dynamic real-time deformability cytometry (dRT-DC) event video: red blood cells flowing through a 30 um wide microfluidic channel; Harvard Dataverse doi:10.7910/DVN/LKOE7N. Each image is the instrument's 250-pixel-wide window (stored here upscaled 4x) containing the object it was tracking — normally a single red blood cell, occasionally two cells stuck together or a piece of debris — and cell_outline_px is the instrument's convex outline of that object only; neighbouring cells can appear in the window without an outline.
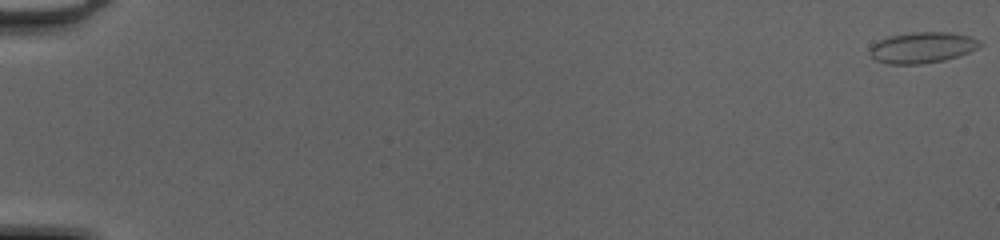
{"species": "common noctule bat (a hibernating species)", "species_latin": "Nyctalus noctula", "temperature_condition": "cold", "stored_images_in_passage": 51, "camera_frame_rate_fps": 3000, "um_per_image_px": 0.085, "animal": {"sex": "female", "body_mass_g": 20.0, "forearm_length_mm": 54.0}, "frame": {"image": 1, "passage_image": 1, "time_ms": 0.0, "image_size_px": [1000, 240], "cell_outline_px": [[984, 44], [980, 48], [944, 60], [920, 64], [888, 64], [876, 60], [868, 52], [868, 48], [872, 44], [888, 36], [912, 32], [948, 32], [972, 36], [980, 40]], "centroid_in_image_um": [78.4, 4.03], "position_along_channel_um": 6.6, "area_um2": 20.06}}
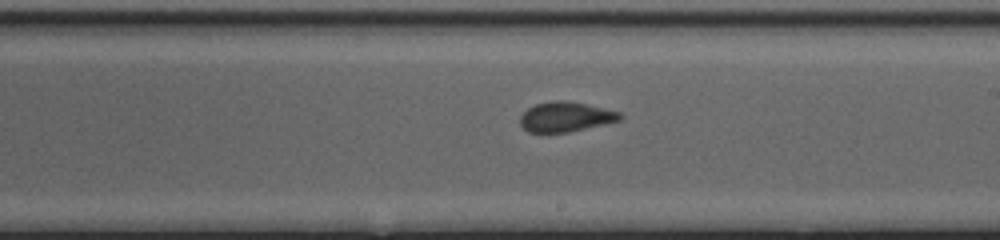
{"frame": {"image": 2, "passage_image": 32, "time_ms": 10.333, "image_size_px": [1000, 240], "cell_outline_px": [[624, 116], [620, 120], [568, 132], [528, 132], [520, 124], [520, 116], [528, 108], [536, 104], [552, 100], [564, 100], [604, 108], [620, 112]], "centroid_in_image_um": [48.07, 9.92], "position_along_channel_um": 240.9, "area_um2": 17.17}}
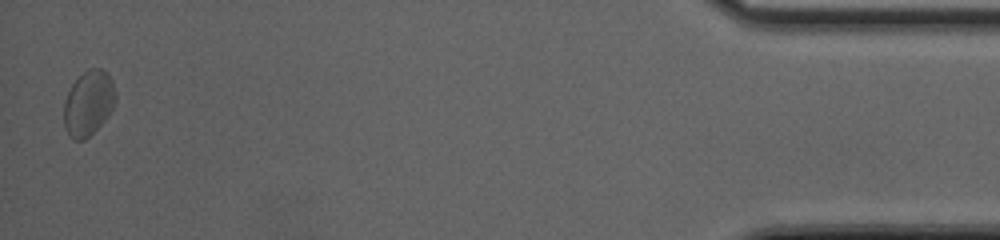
{"frame": {"image": 3, "passage_image": 51, "time_ms": 16.667, "image_size_px": [1000, 240], "cell_outline_px": [[116, 100], [108, 116], [84, 140], [72, 140], [68, 136], [64, 124], [64, 100], [72, 84], [88, 68], [100, 68], [108, 72], [112, 80], [116, 92]], "centroid_in_image_um": [7.52, 8.76], "position_along_channel_um": 427.7, "area_um2": 19.59}, "authors_computed_cell_mechanics": {"area_um2": 17.8602, "velocity_mm_per_s": 4.1992, "shape_relaxation_time_tau1_ms": 7.3791, "shape_relaxation_time_tau2_ms": 1.6575, "deformation_change_tau1": 0.1114, "deformation_change_tau2": 0.048}}